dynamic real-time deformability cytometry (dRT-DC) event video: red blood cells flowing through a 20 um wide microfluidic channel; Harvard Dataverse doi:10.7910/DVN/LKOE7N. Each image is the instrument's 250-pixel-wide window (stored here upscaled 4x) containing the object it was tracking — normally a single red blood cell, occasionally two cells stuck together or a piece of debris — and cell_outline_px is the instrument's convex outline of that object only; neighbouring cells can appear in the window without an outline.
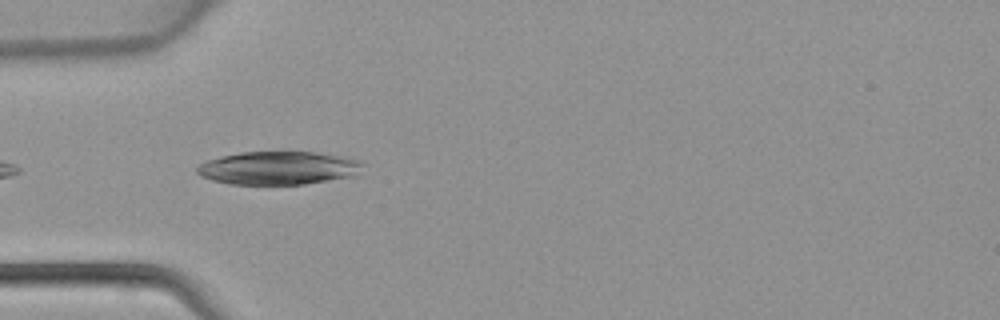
{"species": "common noctule bat (a hibernating species)", "species_latin": "Nyctalus noctula", "temperature_condition": "warm", "stored_images_in_passage": 20, "camera_frame_rate_fps": 3000, "um_per_image_px": 0.085, "animal": {"sex": "female", "body_mass_g": 22.7, "forearm_length_mm": 54.2}, "frame": {"image": 1, "passage_image": 9, "time_ms": 2.667, "image_size_px": [1000, 320], "cell_outline_px": [[364, 164], [356, 176], [304, 184], [228, 184], [212, 180], [200, 176], [196, 172], [196, 168], [200, 164], [208, 160], [240, 152], [316, 152], [344, 156], [360, 160]], "centroid_in_image_um": [23.7, 14.28], "position_along_channel_um": 61.3, "area_um2": 32.19}}